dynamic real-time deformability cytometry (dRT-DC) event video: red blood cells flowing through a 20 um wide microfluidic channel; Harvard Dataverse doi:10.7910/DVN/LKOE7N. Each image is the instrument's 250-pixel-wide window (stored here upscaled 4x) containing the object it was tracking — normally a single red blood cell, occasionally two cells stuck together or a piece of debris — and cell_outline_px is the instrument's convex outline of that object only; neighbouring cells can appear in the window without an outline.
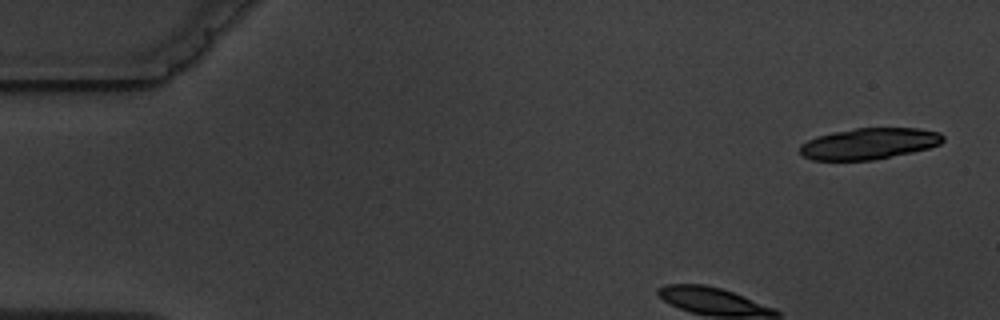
{"species": "common noctule bat (a hibernating species)", "species_latin": "Nyctalus noctula", "temperature_condition": "warm", "stored_images_in_passage": 9, "camera_frame_rate_fps": 3000, "um_per_image_px": 0.085, "animal": {"sex": "male", "body_mass_g": 19.5, "forearm_length_mm": 54.6}, "frame": {"image": 1, "passage_image": 1, "time_ms": 0.0, "image_size_px": [1000, 320], "cell_outline_px": [[944, 140], [940, 144], [928, 148], [912, 152], [872, 160], [812, 160], [804, 156], [800, 152], [800, 144], [816, 136], [856, 128], [920, 128], [940, 132], [944, 136]], "centroid_in_image_um": [73.89, 12.2], "position_along_channel_um": 11.1, "area_um2": 25.95}}